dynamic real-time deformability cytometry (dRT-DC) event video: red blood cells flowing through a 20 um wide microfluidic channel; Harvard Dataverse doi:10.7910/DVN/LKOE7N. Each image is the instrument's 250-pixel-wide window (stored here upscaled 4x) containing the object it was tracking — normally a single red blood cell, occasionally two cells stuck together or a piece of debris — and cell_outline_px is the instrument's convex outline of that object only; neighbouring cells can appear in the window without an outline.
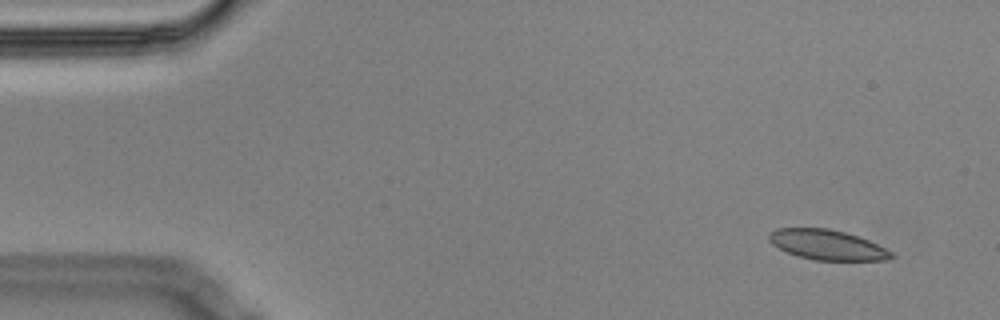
{"species": "Egyptian fruit bat (a non-hibernating species)", "species_latin": "Rousettus aegyptiacus", "temperature_condition": "cold", "stored_images_in_passage": 6, "camera_frame_rate_fps": 3000, "um_per_image_px": 0.085, "animal": {"sex": "male"}, "frame": {"image": 1, "passage_image": 2, "time_ms": 0.333, "image_size_px": [1000, 320], "cell_outline_px": [[896, 256], [884, 260], [812, 260], [788, 252], [772, 244], [768, 240], [768, 232], [776, 228], [828, 228], [844, 232], [868, 240], [892, 252]], "centroid_in_image_um": [70.28, 20.8], "position_along_channel_um": 14.7, "area_um2": 21.21}}
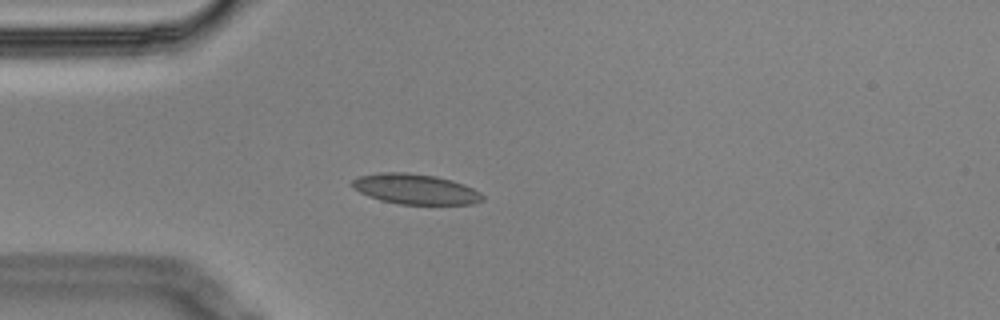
{"frame": {"image": 2, "passage_image": 5, "time_ms": 1.333, "image_size_px": [1000, 320], "cell_outline_px": [[484, 200], [472, 204], [400, 204], [380, 200], [368, 196], [352, 188], [348, 184], [352, 180], [360, 176], [380, 172], [408, 172], [436, 176], [452, 180], [464, 184], [480, 192], [484, 196]], "centroid_in_image_um": [35.28, 16.07], "position_along_channel_um": 49.7, "area_um2": 23.18}}